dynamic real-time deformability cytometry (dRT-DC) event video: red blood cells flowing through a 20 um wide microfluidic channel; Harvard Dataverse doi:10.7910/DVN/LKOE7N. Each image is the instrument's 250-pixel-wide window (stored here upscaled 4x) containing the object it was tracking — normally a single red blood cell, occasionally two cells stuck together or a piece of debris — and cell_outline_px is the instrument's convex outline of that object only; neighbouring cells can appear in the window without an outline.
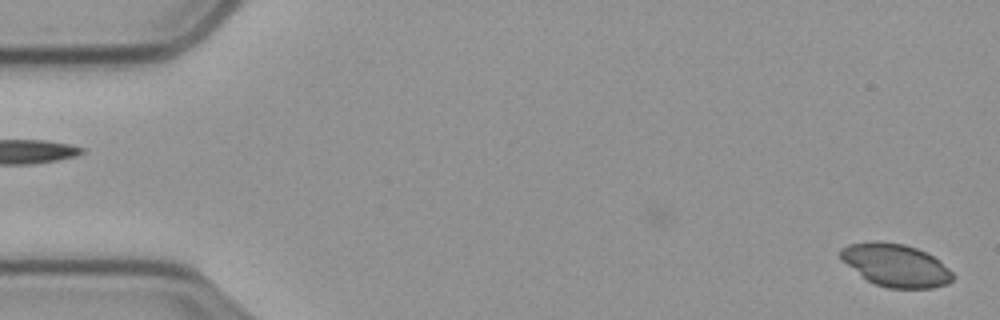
{"species": "common noctule bat (a hibernating species)", "species_latin": "Nyctalus noctula", "temperature_condition": "cold", "stored_images_in_passage": 43, "camera_frame_rate_fps": 3000, "um_per_image_px": 0.085, "animal": {"sex": "male", "body_mass_g": 23.1, "forearm_length_mm": 52.7}, "frame": {"image": 1, "passage_image": 2, "time_ms": 0.333, "image_size_px": [1000, 320], "cell_outline_px": [[952, 280], [948, 284], [932, 288], [888, 288], [876, 284], [868, 280], [848, 264], [840, 256], [840, 248], [848, 244], [872, 240], [876, 240], [904, 244], [916, 248], [940, 260], [952, 272]], "centroid_in_image_um": [76.15, 22.53], "position_along_channel_um": 8.9, "area_um2": 27.69}}